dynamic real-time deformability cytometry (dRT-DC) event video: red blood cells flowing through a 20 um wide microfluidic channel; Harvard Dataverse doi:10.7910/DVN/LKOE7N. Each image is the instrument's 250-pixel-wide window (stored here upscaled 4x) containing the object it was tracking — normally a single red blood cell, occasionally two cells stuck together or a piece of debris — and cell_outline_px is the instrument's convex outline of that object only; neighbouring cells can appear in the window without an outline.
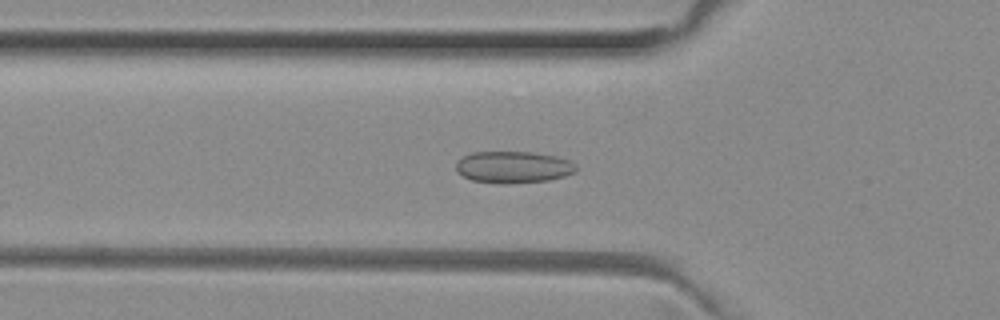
{"species": "common noctule bat (a hibernating species)", "species_latin": "Nyctalus noctula", "temperature_condition": "room temperature", "stored_images_in_passage": 36, "camera_frame_rate_fps": 3000, "um_per_image_px": 0.085, "animal": {"sex": "female", "body_mass_g": 29.2, "forearm_length_mm": 56.3}, "frame": {"image": 1, "passage_image": 2, "time_ms": 0.333, "image_size_px": [1000, 320], "cell_outline_px": [[576, 172], [564, 176], [548, 180], [504, 184], [500, 184], [472, 180], [456, 172], [456, 160], [472, 152], [532, 152], [556, 156], [572, 160], [576, 164]], "centroid_in_image_um": [43.63, 14.2], "position_along_channel_um": 82.2, "area_um2": 22.43}}
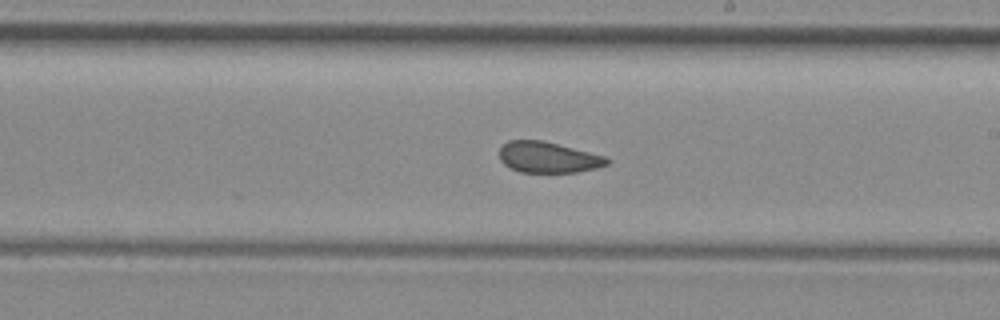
{"frame": {"image": 2, "passage_image": 14, "time_ms": 4.333, "image_size_px": [1000, 320], "cell_outline_px": [[612, 160], [608, 164], [596, 168], [576, 172], [520, 172], [504, 164], [500, 160], [500, 148], [508, 140], [544, 140], [604, 156]], "centroid_in_image_um": [46.59, 13.37], "position_along_channel_um": 242.4, "area_um2": 19.31}}
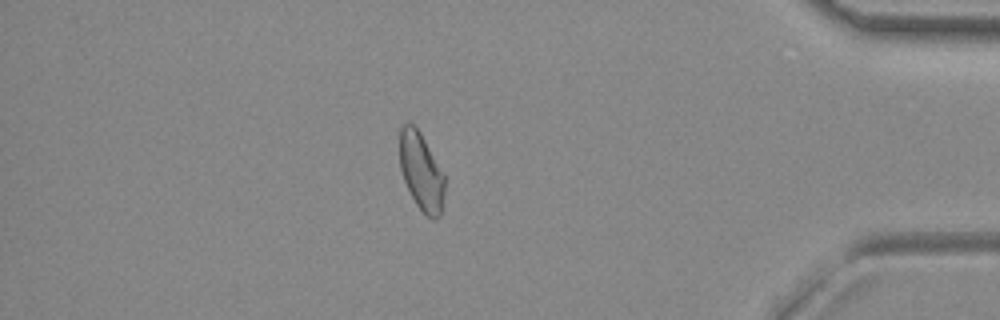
{"frame": {"image": 3, "passage_image": 29, "time_ms": 9.333, "image_size_px": [1000, 320], "cell_outline_px": [[444, 196], [440, 216], [436, 220], [432, 220], [416, 204], [404, 180], [400, 168], [400, 128], [408, 120], [420, 132], [444, 176]], "centroid_in_image_um": [35.8, 14.59], "position_along_channel_um": 399.4, "area_um2": 20.0}, "authors_computed_cell_mechanics": {"area_um2": 20.5768, "velocity_mm_per_s": 3.9921, "shape_relaxation_time_tau1_ms": null, "shape_relaxation_time_tau2_ms": 1.7024, "deformation_change_tau1": null, "deformation_change_tau2": 0.069}}